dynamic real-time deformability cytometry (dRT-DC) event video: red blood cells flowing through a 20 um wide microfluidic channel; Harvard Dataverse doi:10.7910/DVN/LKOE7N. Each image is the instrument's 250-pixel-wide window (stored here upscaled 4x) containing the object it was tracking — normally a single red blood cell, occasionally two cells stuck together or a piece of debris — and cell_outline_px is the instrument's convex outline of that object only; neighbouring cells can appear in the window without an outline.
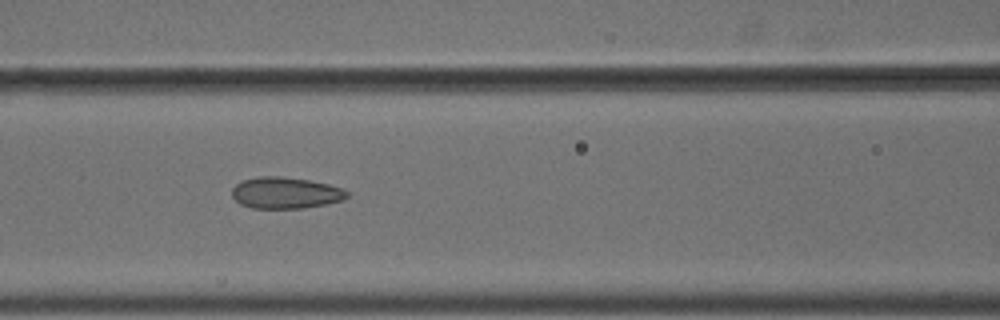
{"species": "common noctule bat (a hibernating species)", "species_latin": "Nyctalus noctula", "temperature_condition": "cold", "stored_images_in_passage": 14, "camera_frame_rate_fps": 3000, "um_per_image_px": 0.085, "animal": {"sex": "male", "body_mass_g": 18.8}, "frame": {"image": 1, "passage_image": 7, "time_ms": 2.0, "image_size_px": [1000, 320], "cell_outline_px": [[348, 196], [344, 200], [328, 204], [304, 208], [252, 208], [240, 204], [232, 196], [232, 188], [236, 184], [244, 180], [260, 176], [280, 176], [308, 180], [328, 184], [340, 188], [348, 192]], "centroid_in_image_um": [24.27, 16.4], "position_along_channel_um": 142.3, "area_um2": 21.04}}
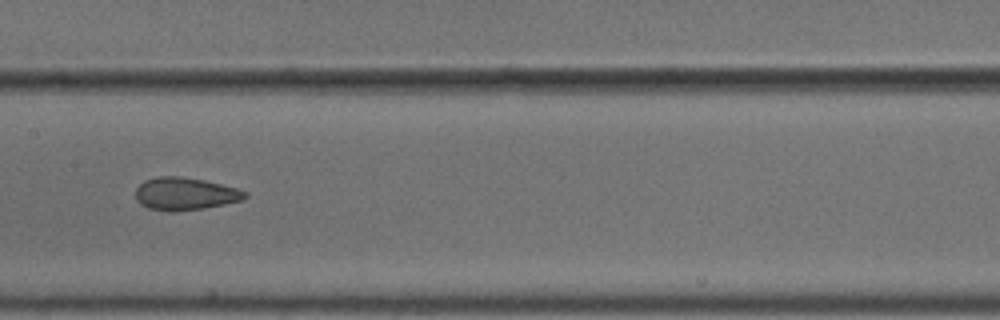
{"frame": {"image": 2, "passage_image": 8, "time_ms": 2.333, "image_size_px": [1000, 320], "cell_outline_px": [[248, 196], [240, 200], [224, 204], [204, 208], [172, 212], [148, 208], [140, 204], [136, 200], [136, 188], [144, 180], [160, 176], [180, 176], [204, 180], [236, 188], [248, 192]], "centroid_in_image_um": [15.71, 16.47], "position_along_channel_um": 191.7, "area_um2": 20.75}}
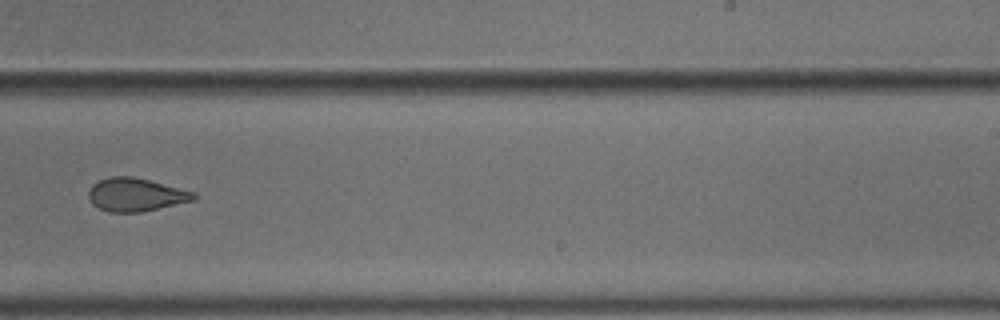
{"frame": {"image": 3, "passage_image": 10, "time_ms": 3.0, "image_size_px": [1000, 320], "cell_outline_px": [[196, 200], [140, 212], [108, 212], [92, 204], [88, 196], [88, 192], [92, 184], [108, 176], [132, 176], [196, 192]], "centroid_in_image_um": [11.53, 16.54], "position_along_channel_um": 277.5, "area_um2": 20.35}}